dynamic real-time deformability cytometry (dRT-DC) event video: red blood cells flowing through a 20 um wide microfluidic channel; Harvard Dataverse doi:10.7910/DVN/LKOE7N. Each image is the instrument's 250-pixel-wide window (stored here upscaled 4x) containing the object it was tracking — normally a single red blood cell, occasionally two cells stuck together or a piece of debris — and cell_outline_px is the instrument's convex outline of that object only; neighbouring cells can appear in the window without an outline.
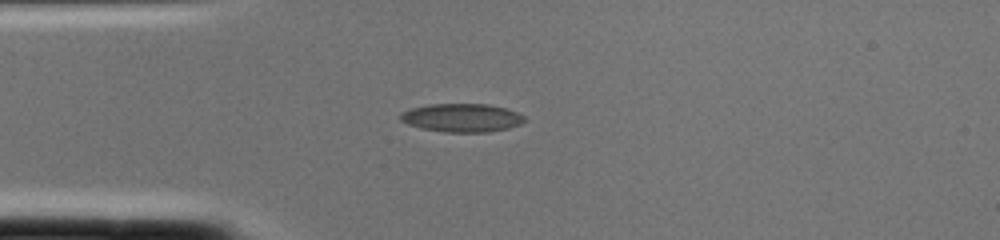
{"species": "common noctule bat (a hibernating species)", "species_latin": "Nyctalus noctula", "temperature_condition": "cold", "stored_images_in_passage": 2, "segment_of_instrument_passage": [1, 2], "camera_frame_rate_fps": 3000, "um_per_image_px": 0.085, "animal": {"sex": "female", "body_mass_g": 22.0, "forearm_length_mm": 56.7}, "frame": {"image": 1, "passage_image": 1, "time_ms": 0.0, "image_size_px": [1000, 240], "cell_outline_px": [[528, 120], [520, 124], [508, 128], [488, 132], [444, 132], [420, 128], [408, 124], [400, 120], [400, 112], [408, 108], [428, 104], [488, 104], [504, 108], [516, 112], [524, 116]], "centroid_in_image_um": [39.22, 10.01], "position_along_channel_um": 45.8, "area_um2": 20.69}}